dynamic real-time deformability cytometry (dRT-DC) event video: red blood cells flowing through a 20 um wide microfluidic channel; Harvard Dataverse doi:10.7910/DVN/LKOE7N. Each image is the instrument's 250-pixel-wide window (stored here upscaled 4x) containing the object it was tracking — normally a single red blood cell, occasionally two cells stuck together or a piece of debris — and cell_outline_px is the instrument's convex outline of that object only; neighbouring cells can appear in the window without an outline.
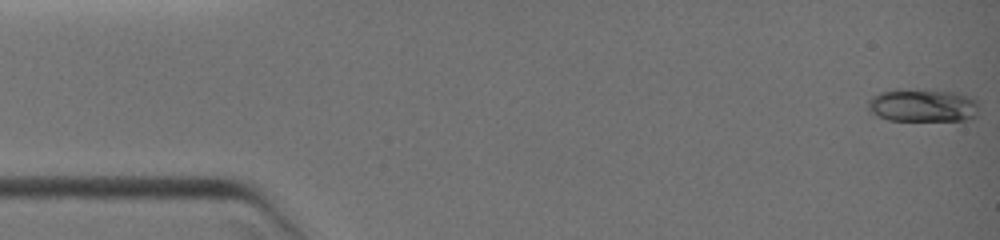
{"species": "common noctule bat (a hibernating species)", "species_latin": "Nyctalus noctula", "temperature_condition": "warm", "stored_images_in_passage": 15, "camera_frame_rate_fps": 3000, "um_per_image_px": 0.085, "animal": {"sex": "female", "body_mass_g": 19.0, "forearm_length_mm": 51.5}, "frame": {"image": 1, "passage_image": 1, "time_ms": 0.0, "image_size_px": [1000, 240], "cell_outline_px": [[976, 116], [964, 120], [888, 120], [876, 116], [868, 112], [868, 100], [872, 96], [880, 92], [896, 88], [900, 88], [960, 92], [976, 100]], "centroid_in_image_um": [78.36, 8.94], "position_along_channel_um": 6.6, "area_um2": 21.62}}
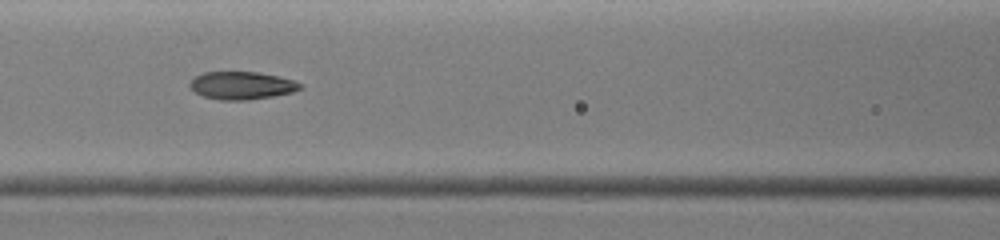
{"frame": {"image": 2, "passage_image": 13, "time_ms": 5.667, "image_size_px": [1000, 240], "cell_outline_px": [[304, 88], [292, 92], [272, 96], [248, 100], [220, 100], [204, 96], [196, 92], [188, 84], [196, 76], [204, 72], [256, 72], [296, 80]], "centroid_in_image_um": [20.57, 7.27], "position_along_channel_um": 146.0, "area_um2": 17.69}}
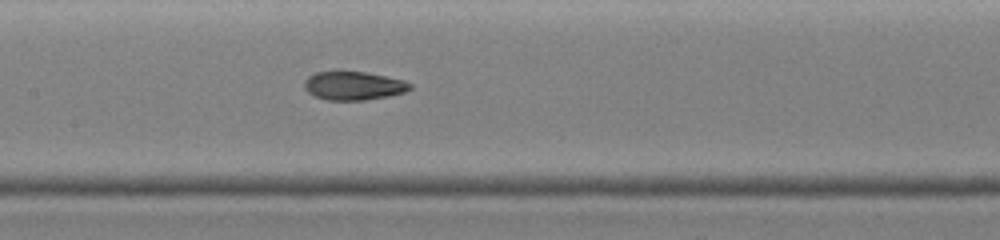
{"frame": {"image": 3, "passage_image": 15, "time_ms": 6.333, "image_size_px": [1000, 240], "cell_outline_px": [[412, 88], [404, 92], [388, 96], [364, 100], [328, 100], [316, 96], [308, 92], [304, 88], [304, 80], [308, 76], [316, 72], [336, 68], [364, 72], [404, 80], [412, 84]], "centroid_in_image_um": [30.0, 7.24], "position_along_channel_um": 177.4, "area_um2": 18.09}}